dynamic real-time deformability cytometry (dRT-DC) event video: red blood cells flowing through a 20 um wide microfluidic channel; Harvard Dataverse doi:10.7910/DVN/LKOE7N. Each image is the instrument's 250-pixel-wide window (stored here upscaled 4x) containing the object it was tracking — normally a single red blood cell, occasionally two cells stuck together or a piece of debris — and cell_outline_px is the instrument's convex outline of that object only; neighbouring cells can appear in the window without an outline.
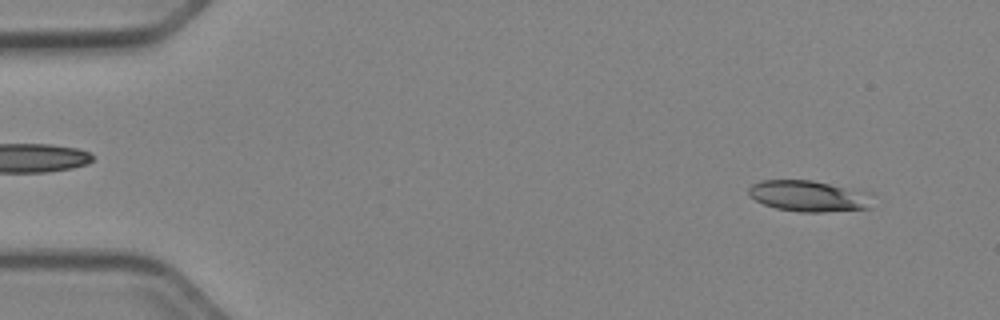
{"species": "Egyptian fruit bat (a non-hibernating species)", "species_latin": "Rousettus aegyptiacus", "temperature_condition": "cold", "stored_images_in_passage": 51, "camera_frame_rate_fps": 3000, "um_per_image_px": 0.085, "animal": {"sex": "female"}, "frame": {"image": 1, "passage_image": 4, "time_ms": 1.0, "image_size_px": [1000, 320], "cell_outline_px": [[872, 192], [868, 208], [820, 212], [800, 212], [776, 208], [764, 204], [756, 200], [748, 192], [748, 188], [752, 184], [760, 180], [812, 180]], "centroid_in_image_um": [68.74, 16.65], "position_along_channel_um": 16.3, "area_um2": 22.37}}
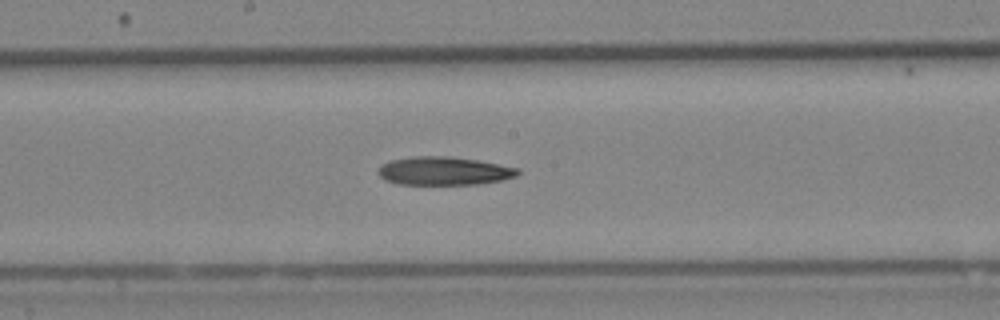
{"frame": {"image": 2, "passage_image": 27, "time_ms": 8.667, "image_size_px": [1000, 320], "cell_outline_px": [[520, 172], [516, 176], [500, 180], [476, 184], [400, 184], [384, 180], [380, 176], [380, 168], [384, 164], [392, 160], [412, 156], [448, 156], [476, 160], [520, 168]], "centroid_in_image_um": [37.76, 14.53], "position_along_channel_um": 210.4, "area_um2": 22.72}}
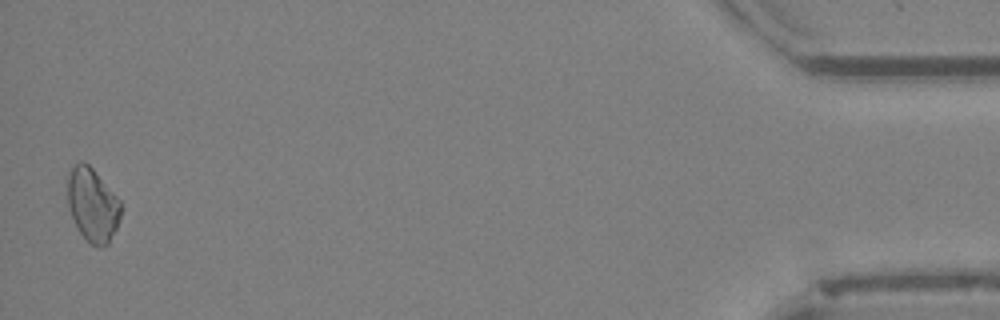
{"frame": {"image": 3, "passage_image": 50, "time_ms": 16.333, "image_size_px": [1000, 320], "cell_outline_px": [[120, 216], [116, 228], [108, 244], [100, 248], [92, 244], [80, 232], [68, 208], [68, 172], [80, 160], [84, 160], [92, 168], [120, 200]], "centroid_in_image_um": [7.86, 17.39], "position_along_channel_um": 427.3, "area_um2": 22.48}}